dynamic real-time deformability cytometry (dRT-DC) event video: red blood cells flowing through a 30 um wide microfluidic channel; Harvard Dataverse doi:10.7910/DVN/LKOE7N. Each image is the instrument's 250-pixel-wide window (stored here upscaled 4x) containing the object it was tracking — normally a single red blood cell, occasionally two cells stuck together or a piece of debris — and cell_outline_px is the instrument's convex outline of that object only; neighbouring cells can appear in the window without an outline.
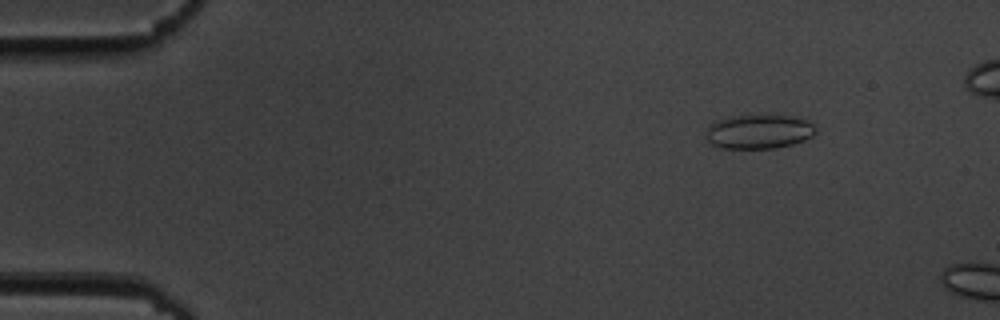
{"species": "common noctule bat (a hibernating species)", "species_latin": "Nyctalus noctula", "temperature_condition": "cold", "stored_images_in_passage": 11, "camera_frame_rate_fps": 3000, "um_per_image_px": 0.085, "animal": {"sex": "male", "body_mass_g": 19.5, "forearm_length_mm": 54.6}, "frame": {"image": 1, "passage_image": 7, "time_ms": 2.0, "image_size_px": [1000, 320], "cell_outline_px": [[816, 132], [812, 136], [804, 140], [792, 144], [776, 148], [724, 148], [712, 144], [704, 136], [708, 128], [716, 120], [728, 116], [796, 116], [808, 120], [816, 128]], "centroid_in_image_um": [64.52, 11.19], "position_along_channel_um": 20.5, "area_um2": 21.79}}